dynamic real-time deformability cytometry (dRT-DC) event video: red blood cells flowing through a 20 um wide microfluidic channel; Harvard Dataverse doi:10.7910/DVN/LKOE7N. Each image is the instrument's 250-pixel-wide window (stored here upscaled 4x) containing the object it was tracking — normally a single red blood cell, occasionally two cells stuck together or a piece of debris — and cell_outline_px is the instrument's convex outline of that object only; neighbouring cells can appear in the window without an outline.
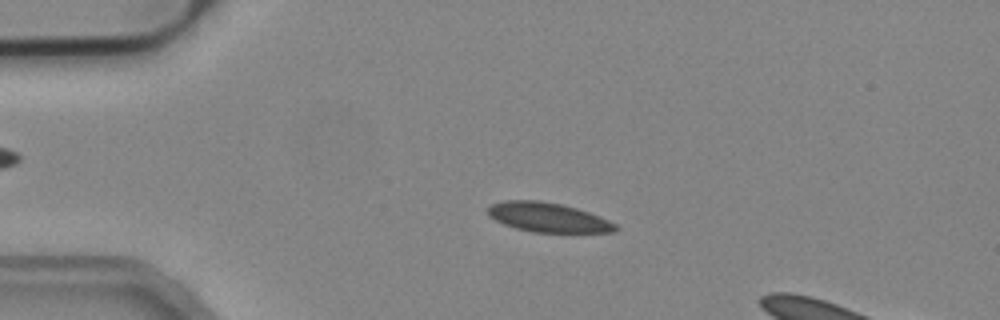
{"species": "common noctule bat (a hibernating species)", "species_latin": "Nyctalus noctula", "temperature_condition": "cold", "stored_images_in_passage": 50, "camera_frame_rate_fps": 3000, "um_per_image_px": 0.085, "animal": {"sex": "male", "body_mass_g": 19.2, "forearm_length_mm": 51.8}, "frame": {"image": 1, "passage_image": 12, "time_ms": 3.667, "image_size_px": [1000, 320], "cell_outline_px": [[620, 228], [616, 232], [532, 232], [516, 228], [504, 224], [488, 216], [488, 204], [504, 200], [536, 200], [560, 204], [576, 208], [588, 212], [608, 220], [616, 224]], "centroid_in_image_um": [46.56, 18.47], "position_along_channel_um": 38.4, "area_um2": 21.85}}
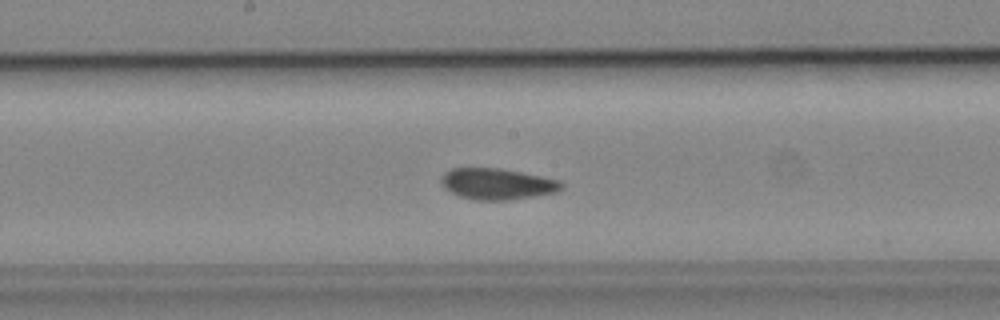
{"frame": {"image": 2, "passage_image": 28, "time_ms": 9.0, "image_size_px": [1000, 320], "cell_outline_px": [[564, 188], [556, 192], [508, 200], [476, 200], [460, 196], [444, 188], [440, 184], [440, 176], [444, 172], [452, 168], [500, 168], [560, 180], [564, 184]], "centroid_in_image_um": [42.23, 15.63], "position_along_channel_um": 206.0, "area_um2": 21.85}}
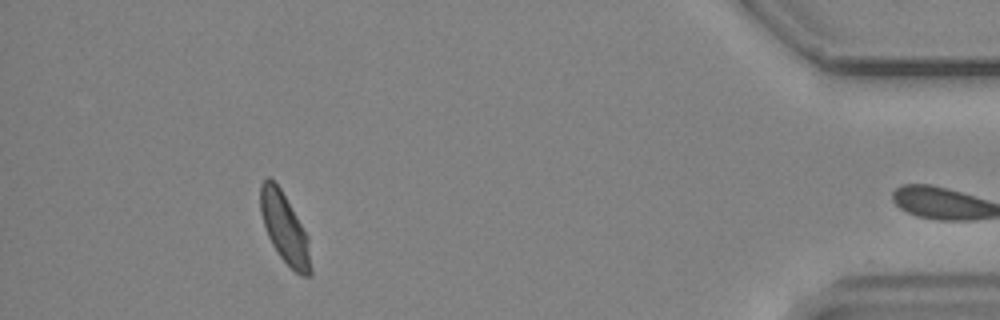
{"frame": {"image": 3, "passage_image": 49, "time_ms": 16.0, "image_size_px": [1000, 320], "cell_outline_px": [[312, 276], [300, 276], [280, 256], [272, 244], [268, 236], [260, 212], [260, 184], [268, 176], [280, 188], [308, 236], [312, 268]], "centroid_in_image_um": [24.21, 19.43], "position_along_channel_um": 411.0, "area_um2": 20.35}, "authors_computed_cell_mechanics": {"area_um2": 21.5016, "velocity_mm_per_s": 3.7844, "shape_relaxation_time_tau1_ms": null, "shape_relaxation_time_tau2_ms": 3.5781, "deformation_change_tau1": null, "deformation_change_tau2": 0.0624}}